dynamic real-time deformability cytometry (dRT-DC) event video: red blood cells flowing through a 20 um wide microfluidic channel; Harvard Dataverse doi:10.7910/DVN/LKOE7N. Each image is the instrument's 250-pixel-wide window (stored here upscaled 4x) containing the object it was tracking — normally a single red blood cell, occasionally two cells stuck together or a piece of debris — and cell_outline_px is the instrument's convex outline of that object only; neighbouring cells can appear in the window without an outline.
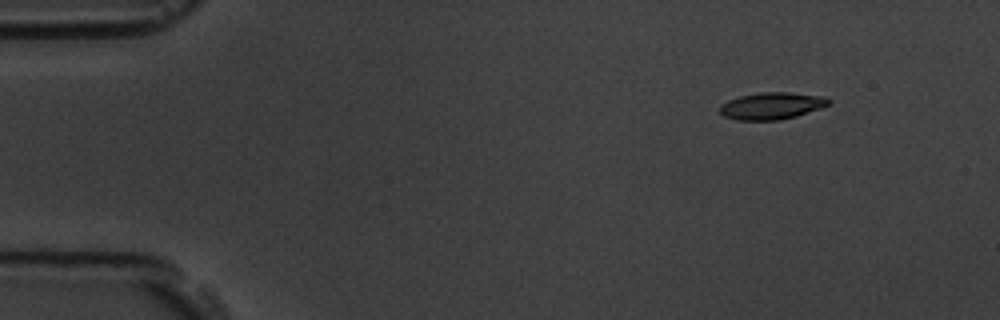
{"species": "common noctule bat (a hibernating species)", "species_latin": "Nyctalus noctula", "temperature_condition": "room temperature", "stored_images_in_passage": 6, "camera_frame_rate_fps": 3000, "um_per_image_px": 0.085, "animal": {"sex": "male", "body_mass_g": 19.5, "forearm_length_mm": 54.6}, "frame": {"image": 1, "passage_image": 2, "time_ms": 1.0, "image_size_px": [1000, 320], "cell_outline_px": [[832, 100], [828, 104], [820, 108], [796, 116], [780, 120], [736, 120], [724, 116], [720, 112], [720, 104], [728, 100], [740, 96], [760, 92], [788, 92], [824, 96]], "centroid_in_image_um": [65.58, 8.99], "position_along_channel_um": 19.4, "area_um2": 17.11}}
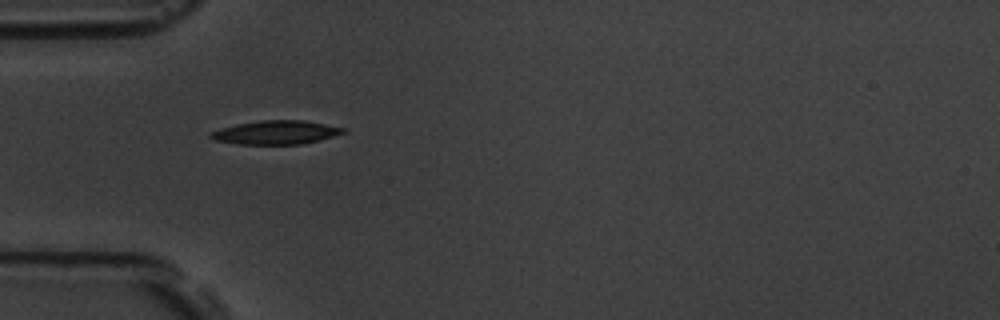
{"frame": {"image": 2, "passage_image": 5, "time_ms": 4.667, "image_size_px": [1000, 320], "cell_outline_px": [[344, 132], [320, 140], [300, 144], [236, 144], [216, 140], [208, 136], [212, 132], [220, 128], [236, 124], [260, 120], [304, 120], [344, 128]], "centroid_in_image_um": [23.41, 11.25], "position_along_channel_um": 61.6, "area_um2": 18.09}}
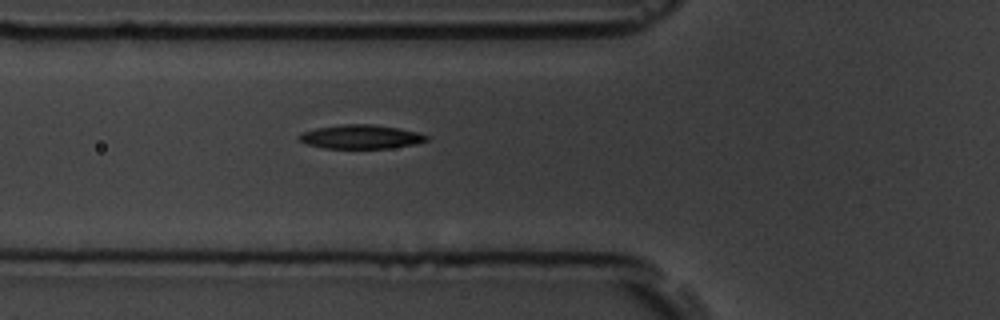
{"frame": {"image": 3, "passage_image": 6, "time_ms": 5.667, "image_size_px": [1000, 320], "cell_outline_px": [[428, 140], [416, 144], [388, 148], [324, 148], [308, 144], [300, 140], [296, 136], [300, 132], [316, 128], [344, 124], [372, 124], [400, 128], [416, 132], [428, 136]], "centroid_in_image_um": [30.65, 11.62], "position_along_channel_um": 95.1, "area_um2": 17.74}}